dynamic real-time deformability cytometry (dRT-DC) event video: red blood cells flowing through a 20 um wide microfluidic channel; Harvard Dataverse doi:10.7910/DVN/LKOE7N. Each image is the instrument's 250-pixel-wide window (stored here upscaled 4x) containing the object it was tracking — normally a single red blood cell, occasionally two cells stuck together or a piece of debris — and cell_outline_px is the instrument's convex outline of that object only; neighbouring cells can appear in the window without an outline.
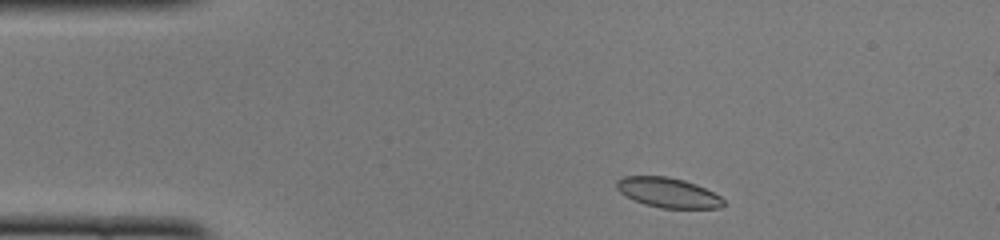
{"species": "common noctule bat (a hibernating species)", "species_latin": "Nyctalus noctula", "temperature_condition": "cold", "stored_images_in_passage": 46, "camera_frame_rate_fps": 3000, "um_per_image_px": 0.085, "animal": {"sex": "female", "body_mass_g": 22.0, "forearm_length_mm": 56.7}, "frame": {"image": 1, "passage_image": 3, "time_ms": 0.667, "image_size_px": [1000, 240], "cell_outline_px": [[724, 204], [720, 208], [660, 208], [644, 204], [620, 192], [616, 188], [616, 180], [624, 176], [668, 176], [684, 180], [696, 184], [720, 196], [724, 200]], "centroid_in_image_um": [56.78, 16.37], "position_along_channel_um": 28.2, "area_um2": 18.5}}
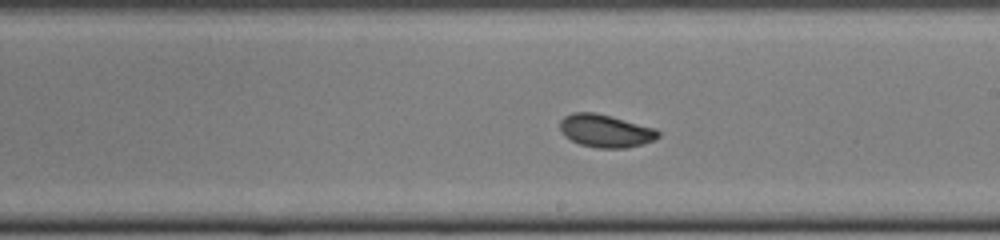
{"frame": {"image": 2, "passage_image": 23, "time_ms": 7.333, "image_size_px": [1000, 240], "cell_outline_px": [[660, 136], [652, 140], [640, 144], [624, 148], [596, 148], [580, 144], [564, 136], [560, 132], [560, 120], [564, 116], [572, 112], [596, 112], [656, 128], [660, 132]], "centroid_in_image_um": [51.44, 11.11], "position_along_channel_um": 237.6, "area_um2": 18.84}}
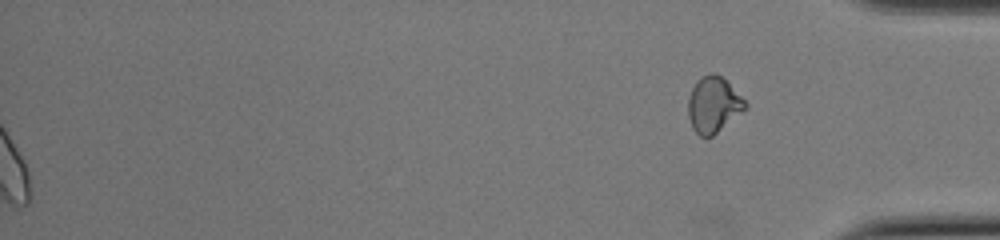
{"frame": {"image": 3, "passage_image": 46, "time_ms": 15.0, "image_size_px": [1000, 240], "cell_outline_px": [[748, 108], [712, 136], [700, 136], [692, 128], [688, 116], [688, 96], [692, 88], [700, 76], [712, 72], [720, 76], [748, 104]], "centroid_in_image_um": [60.62, 8.91], "position_along_channel_um": 374.6, "area_um2": 18.38}, "authors_computed_cell_mechanics": {"area_um2": 19.1318, "velocity_mm_per_s": 3.9584, "shape_relaxation_time_tau1_ms": null, "shape_relaxation_time_tau2_ms": 1.0803, "deformation_change_tau1": null, "deformation_change_tau2": 0.0481}}